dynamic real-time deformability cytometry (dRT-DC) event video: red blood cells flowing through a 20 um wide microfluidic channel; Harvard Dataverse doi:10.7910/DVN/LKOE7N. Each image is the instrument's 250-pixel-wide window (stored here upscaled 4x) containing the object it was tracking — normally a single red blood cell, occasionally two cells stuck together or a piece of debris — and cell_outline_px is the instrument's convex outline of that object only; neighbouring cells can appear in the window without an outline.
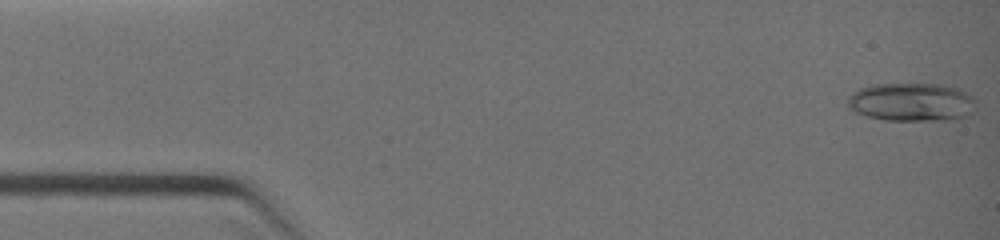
{"species": "common noctule bat (a hibernating species)", "species_latin": "Nyctalus noctula", "temperature_condition": "warm", "stored_images_in_passage": 11, "camera_frame_rate_fps": 3000, "um_per_image_px": 0.085, "animal": {"sex": "female", "body_mass_g": 19.0, "forearm_length_mm": 51.5}, "frame": {"image": 1, "passage_image": 1, "time_ms": 0.0, "image_size_px": [1000, 240], "cell_outline_px": [[976, 100], [972, 112], [956, 120], [884, 120], [868, 116], [856, 112], [848, 108], [848, 96], [852, 92], [860, 88], [872, 84], [940, 84], [956, 88], [972, 96]], "centroid_in_image_um": [77.47, 8.68], "position_along_channel_um": 7.5, "area_um2": 28.73}}
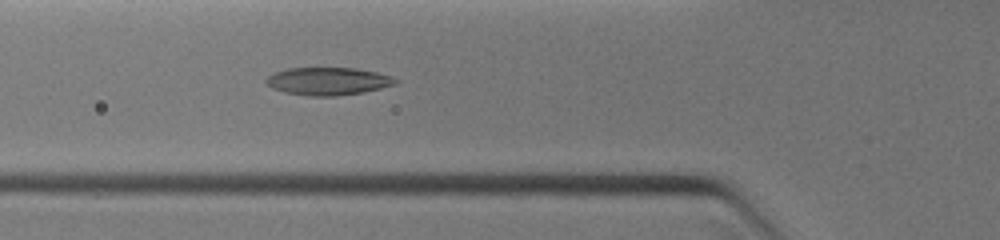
{"frame": {"image": 2, "passage_image": 10, "time_ms": 4.0, "image_size_px": [1000, 240], "cell_outline_px": [[400, 80], [396, 84], [364, 92], [336, 96], [308, 96], [284, 92], [272, 88], [264, 80], [268, 76], [276, 72], [288, 68], [356, 68], [376, 72], [392, 76]], "centroid_in_image_um": [27.9, 6.9], "position_along_channel_um": 97.9, "area_um2": 20.92}}